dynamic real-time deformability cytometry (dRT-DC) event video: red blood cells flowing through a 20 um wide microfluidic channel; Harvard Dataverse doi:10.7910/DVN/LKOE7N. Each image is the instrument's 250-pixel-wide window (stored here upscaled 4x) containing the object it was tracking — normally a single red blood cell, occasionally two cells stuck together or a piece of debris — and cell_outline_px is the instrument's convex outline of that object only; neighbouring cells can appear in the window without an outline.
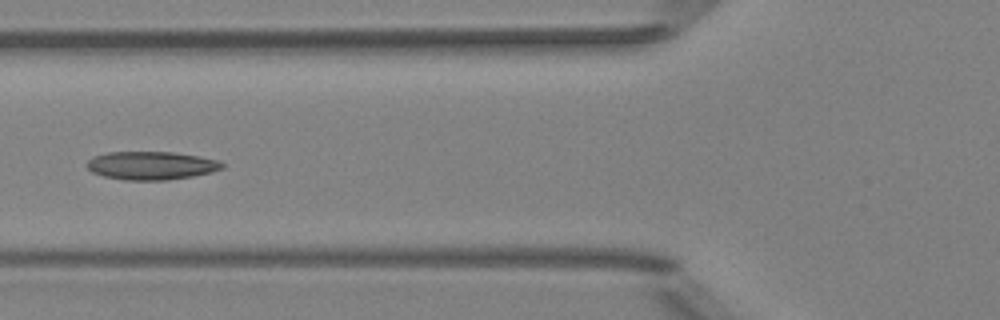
{"species": "Egyptian fruit bat (a non-hibernating species)", "species_latin": "Rousettus aegyptiacus", "temperature_condition": "room temperature", "stored_images_in_passage": 6, "camera_frame_rate_fps": 3000, "um_per_image_px": 0.085, "animal": {"sex": "female"}, "frame": {"image": 1, "passage_image": 6, "time_ms": 5.667, "image_size_px": [1000, 320], "cell_outline_px": [[224, 168], [212, 172], [192, 176], [168, 180], [124, 180], [104, 176], [92, 172], [88, 168], [88, 160], [92, 156], [108, 152], [172, 152], [200, 156], [220, 160], [224, 164]], "centroid_in_image_um": [12.89, 14.07], "position_along_channel_um": 112.9, "area_um2": 22.37}}